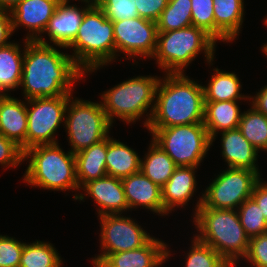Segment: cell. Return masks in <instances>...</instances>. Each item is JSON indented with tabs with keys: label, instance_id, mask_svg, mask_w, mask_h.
<instances>
[{
	"label": "cell",
	"instance_id": "obj_1",
	"mask_svg": "<svg viewBox=\"0 0 267 267\" xmlns=\"http://www.w3.org/2000/svg\"><path fill=\"white\" fill-rule=\"evenodd\" d=\"M20 86L25 99L72 95V86L85 74L70 55L51 46L40 36L25 41Z\"/></svg>",
	"mask_w": 267,
	"mask_h": 267
},
{
	"label": "cell",
	"instance_id": "obj_2",
	"mask_svg": "<svg viewBox=\"0 0 267 267\" xmlns=\"http://www.w3.org/2000/svg\"><path fill=\"white\" fill-rule=\"evenodd\" d=\"M156 90L154 112L147 128L203 123V86L184 73L165 74Z\"/></svg>",
	"mask_w": 267,
	"mask_h": 267
},
{
	"label": "cell",
	"instance_id": "obj_3",
	"mask_svg": "<svg viewBox=\"0 0 267 267\" xmlns=\"http://www.w3.org/2000/svg\"><path fill=\"white\" fill-rule=\"evenodd\" d=\"M200 234L195 237L212 247L232 267L248 251L250 238L246 235L235 209L206 208L202 204L194 214Z\"/></svg>",
	"mask_w": 267,
	"mask_h": 267
},
{
	"label": "cell",
	"instance_id": "obj_4",
	"mask_svg": "<svg viewBox=\"0 0 267 267\" xmlns=\"http://www.w3.org/2000/svg\"><path fill=\"white\" fill-rule=\"evenodd\" d=\"M76 65L86 74L115 59L113 22L93 2L84 12L77 36L67 48Z\"/></svg>",
	"mask_w": 267,
	"mask_h": 267
},
{
	"label": "cell",
	"instance_id": "obj_5",
	"mask_svg": "<svg viewBox=\"0 0 267 267\" xmlns=\"http://www.w3.org/2000/svg\"><path fill=\"white\" fill-rule=\"evenodd\" d=\"M29 158L24 181L49 190H80L76 178L75 154L65 153L59 144L36 145L24 151Z\"/></svg>",
	"mask_w": 267,
	"mask_h": 267
},
{
	"label": "cell",
	"instance_id": "obj_6",
	"mask_svg": "<svg viewBox=\"0 0 267 267\" xmlns=\"http://www.w3.org/2000/svg\"><path fill=\"white\" fill-rule=\"evenodd\" d=\"M215 46L216 41L209 34L191 25L179 30L158 32L153 58L157 59V64L166 74H179L202 50L211 64Z\"/></svg>",
	"mask_w": 267,
	"mask_h": 267
},
{
	"label": "cell",
	"instance_id": "obj_7",
	"mask_svg": "<svg viewBox=\"0 0 267 267\" xmlns=\"http://www.w3.org/2000/svg\"><path fill=\"white\" fill-rule=\"evenodd\" d=\"M159 80L156 76H137L105 91L101 104L109 122L112 124L115 116L127 123L136 122L152 106L144 122L147 128L154 112Z\"/></svg>",
	"mask_w": 267,
	"mask_h": 267
},
{
	"label": "cell",
	"instance_id": "obj_8",
	"mask_svg": "<svg viewBox=\"0 0 267 267\" xmlns=\"http://www.w3.org/2000/svg\"><path fill=\"white\" fill-rule=\"evenodd\" d=\"M147 129L177 166L198 167L212 145L203 123Z\"/></svg>",
	"mask_w": 267,
	"mask_h": 267
},
{
	"label": "cell",
	"instance_id": "obj_9",
	"mask_svg": "<svg viewBox=\"0 0 267 267\" xmlns=\"http://www.w3.org/2000/svg\"><path fill=\"white\" fill-rule=\"evenodd\" d=\"M71 100L70 97L64 125L72 148L70 151L76 154L107 138L112 124L107 118L102 102L99 104L77 98Z\"/></svg>",
	"mask_w": 267,
	"mask_h": 267
},
{
	"label": "cell",
	"instance_id": "obj_10",
	"mask_svg": "<svg viewBox=\"0 0 267 267\" xmlns=\"http://www.w3.org/2000/svg\"><path fill=\"white\" fill-rule=\"evenodd\" d=\"M261 176L252 170L244 168H230L209 184L196 204L195 214L202 204L206 208L238 209L251 197L255 184Z\"/></svg>",
	"mask_w": 267,
	"mask_h": 267
},
{
	"label": "cell",
	"instance_id": "obj_11",
	"mask_svg": "<svg viewBox=\"0 0 267 267\" xmlns=\"http://www.w3.org/2000/svg\"><path fill=\"white\" fill-rule=\"evenodd\" d=\"M71 95L27 99L26 150L36 145L57 144L54 137L65 121Z\"/></svg>",
	"mask_w": 267,
	"mask_h": 267
},
{
	"label": "cell",
	"instance_id": "obj_12",
	"mask_svg": "<svg viewBox=\"0 0 267 267\" xmlns=\"http://www.w3.org/2000/svg\"><path fill=\"white\" fill-rule=\"evenodd\" d=\"M121 214H108L100 217L102 253L93 258L97 267L109 254L138 249L152 237L140 225Z\"/></svg>",
	"mask_w": 267,
	"mask_h": 267
},
{
	"label": "cell",
	"instance_id": "obj_13",
	"mask_svg": "<svg viewBox=\"0 0 267 267\" xmlns=\"http://www.w3.org/2000/svg\"><path fill=\"white\" fill-rule=\"evenodd\" d=\"M116 52L153 58L157 47V22L141 17L113 22Z\"/></svg>",
	"mask_w": 267,
	"mask_h": 267
},
{
	"label": "cell",
	"instance_id": "obj_14",
	"mask_svg": "<svg viewBox=\"0 0 267 267\" xmlns=\"http://www.w3.org/2000/svg\"><path fill=\"white\" fill-rule=\"evenodd\" d=\"M59 0H22L11 11L13 32L20 26H26L29 32L25 40L37 41L55 13ZM35 34V35H34ZM39 36H38V35Z\"/></svg>",
	"mask_w": 267,
	"mask_h": 267
},
{
	"label": "cell",
	"instance_id": "obj_15",
	"mask_svg": "<svg viewBox=\"0 0 267 267\" xmlns=\"http://www.w3.org/2000/svg\"><path fill=\"white\" fill-rule=\"evenodd\" d=\"M166 243L152 237L144 246L109 254L97 267H158L169 255Z\"/></svg>",
	"mask_w": 267,
	"mask_h": 267
},
{
	"label": "cell",
	"instance_id": "obj_16",
	"mask_svg": "<svg viewBox=\"0 0 267 267\" xmlns=\"http://www.w3.org/2000/svg\"><path fill=\"white\" fill-rule=\"evenodd\" d=\"M88 3L83 9L68 5V1L60 2L44 31L56 46L67 48L77 36L85 10L94 0H82Z\"/></svg>",
	"mask_w": 267,
	"mask_h": 267
},
{
	"label": "cell",
	"instance_id": "obj_17",
	"mask_svg": "<svg viewBox=\"0 0 267 267\" xmlns=\"http://www.w3.org/2000/svg\"><path fill=\"white\" fill-rule=\"evenodd\" d=\"M129 209L142 206L152 212L167 215L162 203L161 187L141 171L121 179Z\"/></svg>",
	"mask_w": 267,
	"mask_h": 267
},
{
	"label": "cell",
	"instance_id": "obj_18",
	"mask_svg": "<svg viewBox=\"0 0 267 267\" xmlns=\"http://www.w3.org/2000/svg\"><path fill=\"white\" fill-rule=\"evenodd\" d=\"M83 190L96 201L100 207L99 216L108 214H122L129 210L123 185L120 178L105 176L96 180H91L82 186Z\"/></svg>",
	"mask_w": 267,
	"mask_h": 267
},
{
	"label": "cell",
	"instance_id": "obj_19",
	"mask_svg": "<svg viewBox=\"0 0 267 267\" xmlns=\"http://www.w3.org/2000/svg\"><path fill=\"white\" fill-rule=\"evenodd\" d=\"M0 95V133L26 150L27 103Z\"/></svg>",
	"mask_w": 267,
	"mask_h": 267
},
{
	"label": "cell",
	"instance_id": "obj_20",
	"mask_svg": "<svg viewBox=\"0 0 267 267\" xmlns=\"http://www.w3.org/2000/svg\"><path fill=\"white\" fill-rule=\"evenodd\" d=\"M222 156L230 168H244L257 172L258 150L236 128L221 133Z\"/></svg>",
	"mask_w": 267,
	"mask_h": 267
},
{
	"label": "cell",
	"instance_id": "obj_21",
	"mask_svg": "<svg viewBox=\"0 0 267 267\" xmlns=\"http://www.w3.org/2000/svg\"><path fill=\"white\" fill-rule=\"evenodd\" d=\"M194 166H178L167 183L161 188L164 210L169 214L173 208L185 206L196 188Z\"/></svg>",
	"mask_w": 267,
	"mask_h": 267
},
{
	"label": "cell",
	"instance_id": "obj_22",
	"mask_svg": "<svg viewBox=\"0 0 267 267\" xmlns=\"http://www.w3.org/2000/svg\"><path fill=\"white\" fill-rule=\"evenodd\" d=\"M243 0H214V40L233 41L243 23Z\"/></svg>",
	"mask_w": 267,
	"mask_h": 267
},
{
	"label": "cell",
	"instance_id": "obj_23",
	"mask_svg": "<svg viewBox=\"0 0 267 267\" xmlns=\"http://www.w3.org/2000/svg\"><path fill=\"white\" fill-rule=\"evenodd\" d=\"M107 138L75 154L76 178L81 188L91 180L107 176Z\"/></svg>",
	"mask_w": 267,
	"mask_h": 267
},
{
	"label": "cell",
	"instance_id": "obj_24",
	"mask_svg": "<svg viewBox=\"0 0 267 267\" xmlns=\"http://www.w3.org/2000/svg\"><path fill=\"white\" fill-rule=\"evenodd\" d=\"M241 114L237 101L204 102L203 124L211 143L220 130L223 132L238 128Z\"/></svg>",
	"mask_w": 267,
	"mask_h": 267
},
{
	"label": "cell",
	"instance_id": "obj_25",
	"mask_svg": "<svg viewBox=\"0 0 267 267\" xmlns=\"http://www.w3.org/2000/svg\"><path fill=\"white\" fill-rule=\"evenodd\" d=\"M141 159L126 144L107 137L106 168L107 175L124 178L140 171Z\"/></svg>",
	"mask_w": 267,
	"mask_h": 267
},
{
	"label": "cell",
	"instance_id": "obj_26",
	"mask_svg": "<svg viewBox=\"0 0 267 267\" xmlns=\"http://www.w3.org/2000/svg\"><path fill=\"white\" fill-rule=\"evenodd\" d=\"M20 52L17 43L0 47V95H9L8 91L20 86L24 59Z\"/></svg>",
	"mask_w": 267,
	"mask_h": 267
},
{
	"label": "cell",
	"instance_id": "obj_27",
	"mask_svg": "<svg viewBox=\"0 0 267 267\" xmlns=\"http://www.w3.org/2000/svg\"><path fill=\"white\" fill-rule=\"evenodd\" d=\"M144 159V161L141 160L140 171L161 188L178 167L153 140Z\"/></svg>",
	"mask_w": 267,
	"mask_h": 267
},
{
	"label": "cell",
	"instance_id": "obj_28",
	"mask_svg": "<svg viewBox=\"0 0 267 267\" xmlns=\"http://www.w3.org/2000/svg\"><path fill=\"white\" fill-rule=\"evenodd\" d=\"M209 81L208 86H203L204 102L238 101L250 97L240 94L241 84L235 73L220 71L218 68Z\"/></svg>",
	"mask_w": 267,
	"mask_h": 267
},
{
	"label": "cell",
	"instance_id": "obj_29",
	"mask_svg": "<svg viewBox=\"0 0 267 267\" xmlns=\"http://www.w3.org/2000/svg\"><path fill=\"white\" fill-rule=\"evenodd\" d=\"M192 25L191 0H169L157 21V31L179 30Z\"/></svg>",
	"mask_w": 267,
	"mask_h": 267
},
{
	"label": "cell",
	"instance_id": "obj_30",
	"mask_svg": "<svg viewBox=\"0 0 267 267\" xmlns=\"http://www.w3.org/2000/svg\"><path fill=\"white\" fill-rule=\"evenodd\" d=\"M62 263L51 243L37 240L24 244L19 267H61Z\"/></svg>",
	"mask_w": 267,
	"mask_h": 267
},
{
	"label": "cell",
	"instance_id": "obj_31",
	"mask_svg": "<svg viewBox=\"0 0 267 267\" xmlns=\"http://www.w3.org/2000/svg\"><path fill=\"white\" fill-rule=\"evenodd\" d=\"M238 129L257 149L264 150L267 145V116L254 107L241 114Z\"/></svg>",
	"mask_w": 267,
	"mask_h": 267
},
{
	"label": "cell",
	"instance_id": "obj_32",
	"mask_svg": "<svg viewBox=\"0 0 267 267\" xmlns=\"http://www.w3.org/2000/svg\"><path fill=\"white\" fill-rule=\"evenodd\" d=\"M240 223L249 238L267 232V221L257 203L250 197L237 209Z\"/></svg>",
	"mask_w": 267,
	"mask_h": 267
},
{
	"label": "cell",
	"instance_id": "obj_33",
	"mask_svg": "<svg viewBox=\"0 0 267 267\" xmlns=\"http://www.w3.org/2000/svg\"><path fill=\"white\" fill-rule=\"evenodd\" d=\"M192 248L188 252L186 267H232L212 247L193 239Z\"/></svg>",
	"mask_w": 267,
	"mask_h": 267
},
{
	"label": "cell",
	"instance_id": "obj_34",
	"mask_svg": "<svg viewBox=\"0 0 267 267\" xmlns=\"http://www.w3.org/2000/svg\"><path fill=\"white\" fill-rule=\"evenodd\" d=\"M94 2L112 22L139 17L135 0H94Z\"/></svg>",
	"mask_w": 267,
	"mask_h": 267
},
{
	"label": "cell",
	"instance_id": "obj_35",
	"mask_svg": "<svg viewBox=\"0 0 267 267\" xmlns=\"http://www.w3.org/2000/svg\"><path fill=\"white\" fill-rule=\"evenodd\" d=\"M192 25L203 29L214 39V0H191Z\"/></svg>",
	"mask_w": 267,
	"mask_h": 267
},
{
	"label": "cell",
	"instance_id": "obj_36",
	"mask_svg": "<svg viewBox=\"0 0 267 267\" xmlns=\"http://www.w3.org/2000/svg\"><path fill=\"white\" fill-rule=\"evenodd\" d=\"M24 244L13 237L0 235V267H19Z\"/></svg>",
	"mask_w": 267,
	"mask_h": 267
},
{
	"label": "cell",
	"instance_id": "obj_37",
	"mask_svg": "<svg viewBox=\"0 0 267 267\" xmlns=\"http://www.w3.org/2000/svg\"><path fill=\"white\" fill-rule=\"evenodd\" d=\"M244 258L254 267H267V232L250 238Z\"/></svg>",
	"mask_w": 267,
	"mask_h": 267
},
{
	"label": "cell",
	"instance_id": "obj_38",
	"mask_svg": "<svg viewBox=\"0 0 267 267\" xmlns=\"http://www.w3.org/2000/svg\"><path fill=\"white\" fill-rule=\"evenodd\" d=\"M21 161H24V152L20 146L0 133V164L17 167Z\"/></svg>",
	"mask_w": 267,
	"mask_h": 267
},
{
	"label": "cell",
	"instance_id": "obj_39",
	"mask_svg": "<svg viewBox=\"0 0 267 267\" xmlns=\"http://www.w3.org/2000/svg\"><path fill=\"white\" fill-rule=\"evenodd\" d=\"M139 17L157 22L169 0H135Z\"/></svg>",
	"mask_w": 267,
	"mask_h": 267
},
{
	"label": "cell",
	"instance_id": "obj_40",
	"mask_svg": "<svg viewBox=\"0 0 267 267\" xmlns=\"http://www.w3.org/2000/svg\"><path fill=\"white\" fill-rule=\"evenodd\" d=\"M12 33L13 29L11 13L8 10L0 9V47L11 43L7 40L10 38Z\"/></svg>",
	"mask_w": 267,
	"mask_h": 267
},
{
	"label": "cell",
	"instance_id": "obj_41",
	"mask_svg": "<svg viewBox=\"0 0 267 267\" xmlns=\"http://www.w3.org/2000/svg\"><path fill=\"white\" fill-rule=\"evenodd\" d=\"M251 198L257 203L267 221V183L261 179L255 184Z\"/></svg>",
	"mask_w": 267,
	"mask_h": 267
},
{
	"label": "cell",
	"instance_id": "obj_42",
	"mask_svg": "<svg viewBox=\"0 0 267 267\" xmlns=\"http://www.w3.org/2000/svg\"><path fill=\"white\" fill-rule=\"evenodd\" d=\"M255 97V98H254ZM250 96L252 100V107H254L258 112L263 113L267 116V85L254 96Z\"/></svg>",
	"mask_w": 267,
	"mask_h": 267
},
{
	"label": "cell",
	"instance_id": "obj_43",
	"mask_svg": "<svg viewBox=\"0 0 267 267\" xmlns=\"http://www.w3.org/2000/svg\"><path fill=\"white\" fill-rule=\"evenodd\" d=\"M22 0H0V9L11 11Z\"/></svg>",
	"mask_w": 267,
	"mask_h": 267
},
{
	"label": "cell",
	"instance_id": "obj_44",
	"mask_svg": "<svg viewBox=\"0 0 267 267\" xmlns=\"http://www.w3.org/2000/svg\"><path fill=\"white\" fill-rule=\"evenodd\" d=\"M262 51L265 53V55L267 56V43L263 45L262 47Z\"/></svg>",
	"mask_w": 267,
	"mask_h": 267
},
{
	"label": "cell",
	"instance_id": "obj_45",
	"mask_svg": "<svg viewBox=\"0 0 267 267\" xmlns=\"http://www.w3.org/2000/svg\"><path fill=\"white\" fill-rule=\"evenodd\" d=\"M60 2H65V1H68V2H70L69 0H59Z\"/></svg>",
	"mask_w": 267,
	"mask_h": 267
}]
</instances>
